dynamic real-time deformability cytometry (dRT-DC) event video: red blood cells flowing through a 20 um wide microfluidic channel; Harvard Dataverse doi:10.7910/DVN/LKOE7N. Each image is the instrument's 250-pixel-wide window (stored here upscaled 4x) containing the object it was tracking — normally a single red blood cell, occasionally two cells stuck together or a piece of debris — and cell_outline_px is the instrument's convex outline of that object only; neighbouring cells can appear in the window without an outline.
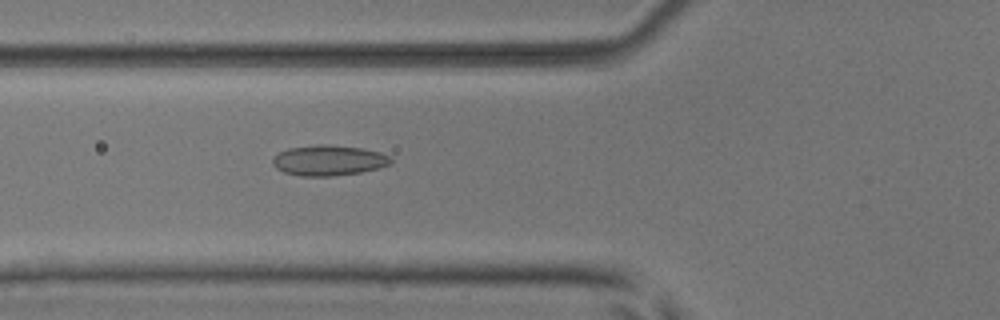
{"species": "common noctule bat (a hibernating species)", "species_latin": "Nyctalus noctula", "temperature_condition": "room temperature", "stored_images_in_passage": 38, "camera_frame_rate_fps": 3000, "um_per_image_px": 0.085, "animal": {"sex": "male", "body_mass_g": 17.9, "forearm_length_mm": 54.2}, "frame": {"image": 1, "passage_image": 6, "time_ms": 1.667, "image_size_px": [1000, 320], "cell_outline_px": [[392, 164], [380, 168], [360, 172], [332, 176], [300, 176], [284, 172], [276, 168], [272, 164], [272, 156], [288, 148], [316, 144], [324, 144], [364, 148], [380, 152], [392, 156]], "centroid_in_image_um": [27.95, 13.62], "position_along_channel_um": 97.8, "area_um2": 21.27}}
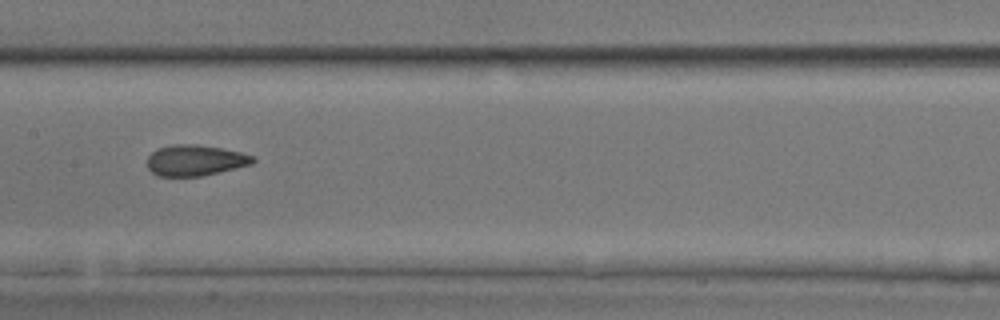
{"frame": {"image": 2, "passage_image": 13, "time_ms": 4.0, "image_size_px": [1000, 320], "cell_outline_px": [[256, 160], [252, 164], [200, 176], [156, 176], [148, 168], [148, 156], [152, 152], [160, 148], [172, 144], [196, 144], [220, 148], [240, 152], [256, 156]], "centroid_in_image_um": [16.6, 13.62], "position_along_channel_um": 190.8, "area_um2": 18.9}}
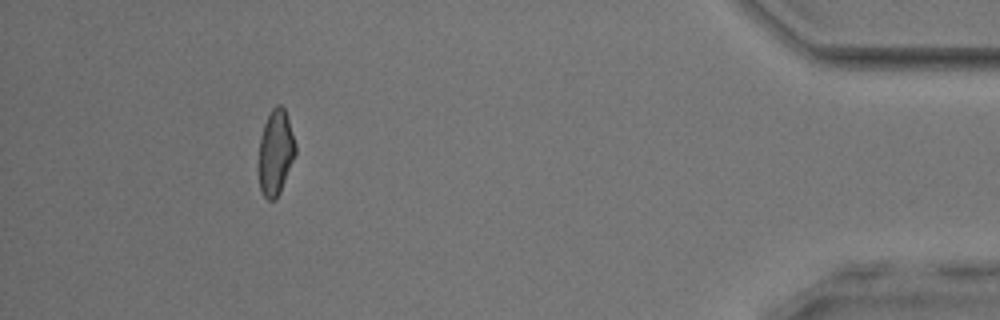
{"frame": {"image": 3, "passage_image": 34, "time_ms": 11.0, "image_size_px": [1000, 320], "cell_outline_px": [[296, 156], [280, 192], [276, 200], [268, 200], [264, 196], [260, 188], [260, 136], [264, 124], [272, 108], [276, 104], [280, 104], [284, 108], [296, 144]], "centroid_in_image_um": [23.45, 12.96], "position_along_channel_um": 411.7, "area_um2": 18.09}, "authors_computed_cell_mechanics": {"area_um2": 19.0451, "velocity_mm_per_s": 3.9874, "shape_relaxation_time_tau1_ms": null, "shape_relaxation_time_tau2_ms": 1.6644, "deformation_change_tau1": null, "deformation_change_tau2": 0.0819}}